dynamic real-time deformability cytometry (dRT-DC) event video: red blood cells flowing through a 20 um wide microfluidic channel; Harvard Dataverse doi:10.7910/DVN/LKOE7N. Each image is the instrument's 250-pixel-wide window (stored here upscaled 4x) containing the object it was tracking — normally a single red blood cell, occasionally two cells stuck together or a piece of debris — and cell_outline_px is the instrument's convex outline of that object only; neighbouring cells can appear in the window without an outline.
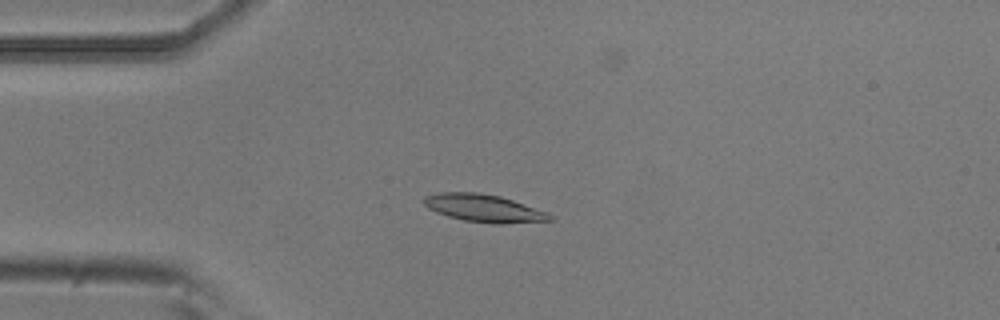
{"species": "common noctule bat (a hibernating species)", "species_latin": "Nyctalus noctula", "temperature_condition": "room temperature", "stored_images_in_passage": 54, "camera_frame_rate_fps": 3000, "um_per_image_px": 0.085, "animal": {"sex": "male", "body_mass_g": 20.5, "forearm_length_mm": 52.5}, "frame": {"image": 1, "passage_image": 13, "time_ms": 4.0, "image_size_px": [1000, 320], "cell_outline_px": [[556, 220], [500, 224], [496, 224], [464, 220], [448, 216], [436, 212], [428, 208], [424, 204], [424, 196], [440, 192], [476, 192], [500, 196], [548, 212]], "centroid_in_image_um": [41.14, 17.7], "position_along_channel_um": 43.9, "area_um2": 20.23}}
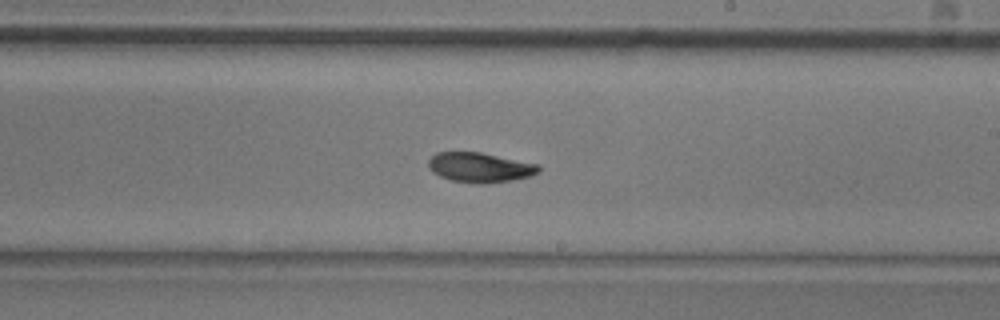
{"frame": {"image": 2, "passage_image": 31, "time_ms": 10.0, "image_size_px": [1000, 320], "cell_outline_px": [[540, 172], [532, 176], [512, 180], [488, 184], [476, 184], [452, 180], [440, 176], [432, 172], [428, 168], [428, 160], [436, 152], [480, 152], [540, 164]], "centroid_in_image_um": [40.82, 14.24], "position_along_channel_um": 248.2, "area_um2": 19.42}}
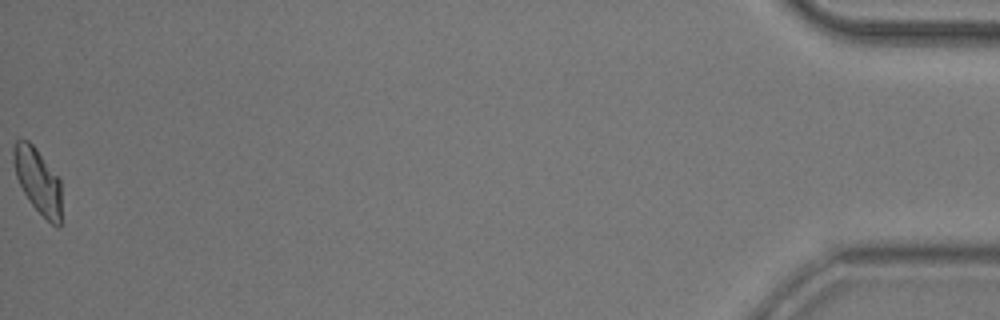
{"frame": {"image": 3, "passage_image": 54, "time_ms": 17.667, "image_size_px": [1000, 320], "cell_outline_px": [[60, 228], [52, 224], [32, 204], [24, 192], [16, 176], [12, 160], [12, 148], [16, 140], [28, 140], [36, 148], [60, 176]], "centroid_in_image_um": [3.21, 15.3], "position_along_channel_um": 432.0, "area_um2": 18.21}, "authors_computed_cell_mechanics": {"area_um2": 19.074, "velocity_mm_per_s": 3.7197, "shape_relaxation_time_tau1_ms": 3.6648, "shape_relaxation_time_tau2_ms": 4.4226, "deformation_change_tau1": 0.1397, "deformation_change_tau2": 0.0611}}